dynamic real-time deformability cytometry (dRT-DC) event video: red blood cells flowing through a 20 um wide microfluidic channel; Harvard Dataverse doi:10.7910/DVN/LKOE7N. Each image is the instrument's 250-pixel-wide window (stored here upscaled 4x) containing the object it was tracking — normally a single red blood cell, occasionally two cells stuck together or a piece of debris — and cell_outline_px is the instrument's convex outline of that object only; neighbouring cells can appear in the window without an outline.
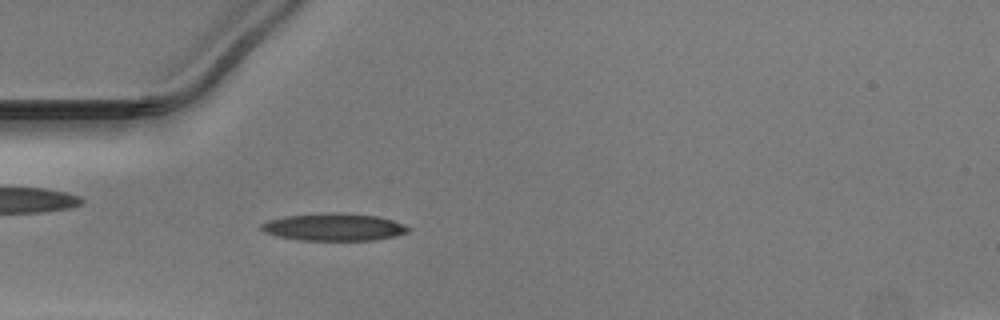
{"species": "Egyptian fruit bat (a non-hibernating species)", "species_latin": "Rousettus aegyptiacus", "temperature_condition": "warm", "stored_images_in_passage": 50, "camera_frame_rate_fps": 3000, "um_per_image_px": 0.085, "animal": {"sex": "male"}, "frame": {"image": 1, "passage_image": 14, "time_ms": 4.333, "image_size_px": [1000, 320], "cell_outline_px": [[412, 228], [408, 232], [392, 236], [372, 240], [300, 240], [280, 236], [264, 232], [260, 228], [260, 224], [268, 220], [284, 216], [324, 212], [344, 212], [376, 216], [392, 220], [404, 224]], "centroid_in_image_um": [28.37, 19.28], "position_along_channel_um": 56.6, "area_um2": 23.52}}
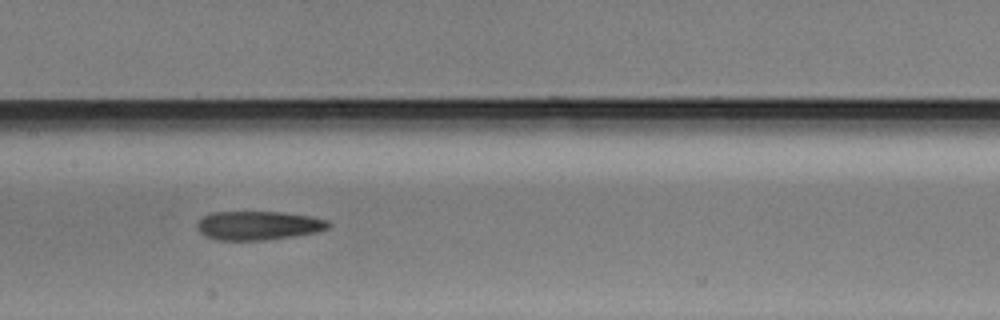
{"frame": {"image": 2, "passage_image": 24, "time_ms": 7.667, "image_size_px": [1000, 320], "cell_outline_px": [[332, 224], [328, 228], [316, 232], [292, 236], [264, 240], [216, 240], [204, 236], [196, 228], [196, 224], [204, 216], [212, 212], [280, 212], [312, 216], [328, 220]], "centroid_in_image_um": [21.95, 19.16], "position_along_channel_um": 185.5, "area_um2": 22.14}}
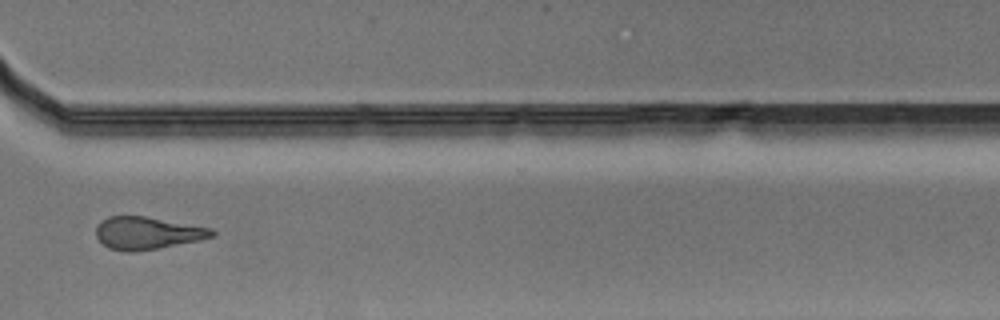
{"frame": {"image": 3, "passage_image": 37, "time_ms": 12.0, "image_size_px": [1000, 320], "cell_outline_px": [[216, 236], [200, 240], [156, 248], [132, 252], [124, 252], [108, 248], [96, 236], [96, 228], [108, 216], [144, 216], [212, 228], [216, 232]], "centroid_in_image_um": [12.55, 19.81], "position_along_channel_um": 358.1, "area_um2": 21.73}}